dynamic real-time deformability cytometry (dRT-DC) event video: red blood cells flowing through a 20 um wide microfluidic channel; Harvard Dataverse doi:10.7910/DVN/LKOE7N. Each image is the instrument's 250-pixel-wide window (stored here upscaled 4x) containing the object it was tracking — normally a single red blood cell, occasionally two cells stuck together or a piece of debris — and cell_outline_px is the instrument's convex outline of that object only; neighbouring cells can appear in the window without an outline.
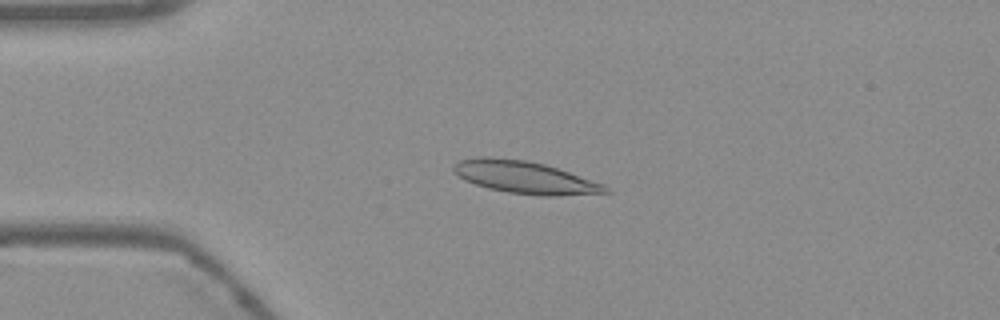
{"species": "Egyptian fruit bat (a non-hibernating species)", "species_latin": "Rousettus aegyptiacus", "temperature_condition": "warm", "stored_images_in_passage": 54, "camera_frame_rate_fps": 3000, "um_per_image_px": 0.085, "frame": {"image": 1, "passage_image": 13, "time_ms": 4.0, "image_size_px": [1000, 320], "cell_outline_px": [[612, 192], [556, 196], [540, 196], [508, 192], [488, 188], [464, 180], [452, 172], [452, 164], [460, 160], [480, 156], [524, 160], [544, 164], [604, 184]], "centroid_in_image_um": [44.57, 15.08], "position_along_channel_um": 40.4, "area_um2": 28.5}}
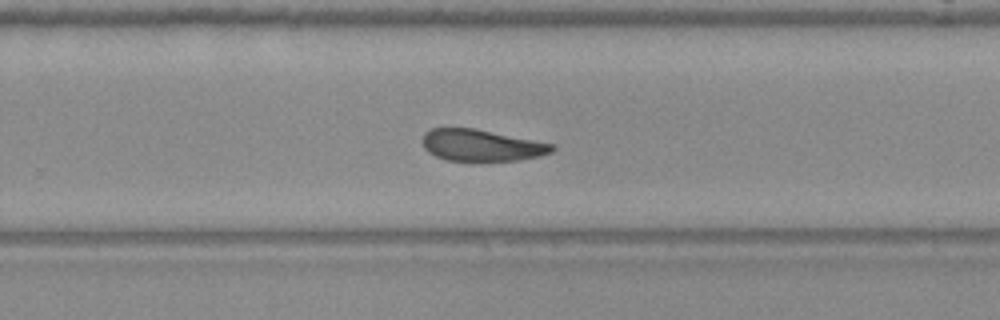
{"frame": {"image": 2, "passage_image": 35, "time_ms": 11.333, "image_size_px": [1000, 320], "cell_outline_px": [[556, 148], [552, 152], [540, 156], [520, 160], [448, 160], [436, 156], [428, 152], [424, 148], [420, 140], [424, 132], [432, 128], [476, 128], [556, 144]], "centroid_in_image_um": [40.93, 12.33], "position_along_channel_um": 288.9, "area_um2": 24.1}}
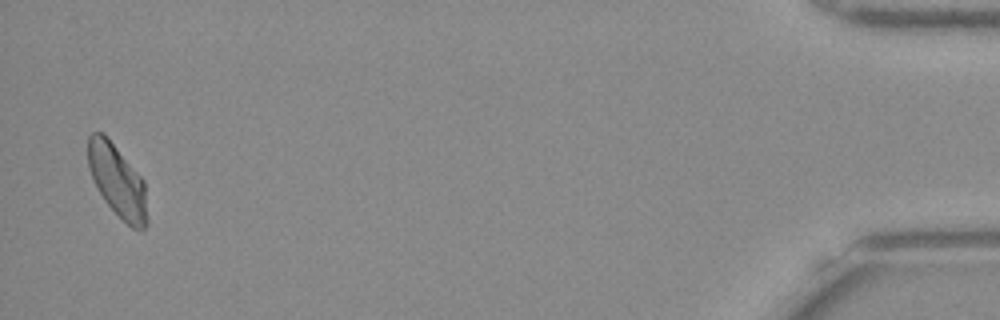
{"frame": {"image": 3, "passage_image": 53, "time_ms": 17.333, "image_size_px": [1000, 320], "cell_outline_px": [[148, 224], [140, 232], [132, 228], [104, 200], [88, 168], [88, 136], [92, 132], [104, 132], [144, 180], [148, 220]], "centroid_in_image_um": [10.0, 15.37], "position_along_channel_um": 425.2, "area_um2": 24.85}, "authors_computed_cell_mechanics": {"area_um2": 25.8366, "velocity_mm_per_s": 3.7522, "shape_relaxation_time_tau1_ms": null, "shape_relaxation_time_tau2_ms": 3.6172, "deformation_change_tau1": null, "deformation_change_tau2": 0.098}}